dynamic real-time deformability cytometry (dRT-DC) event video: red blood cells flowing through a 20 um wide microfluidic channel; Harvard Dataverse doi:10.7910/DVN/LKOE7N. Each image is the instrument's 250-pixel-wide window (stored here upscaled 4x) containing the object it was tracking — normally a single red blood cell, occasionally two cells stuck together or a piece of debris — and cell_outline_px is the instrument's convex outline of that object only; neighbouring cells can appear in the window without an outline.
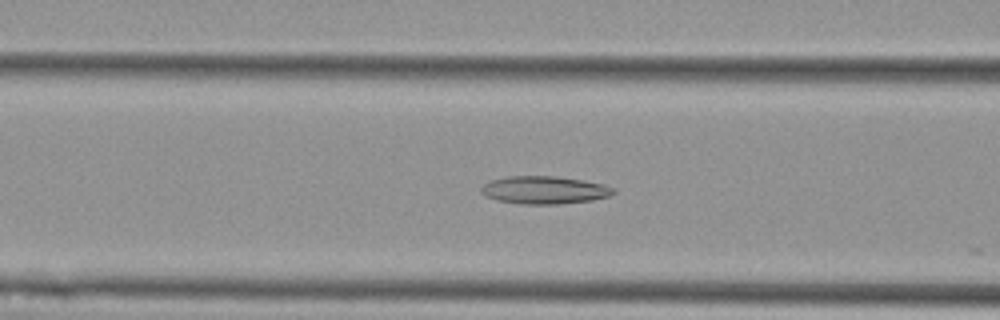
{"species": "Egyptian fruit bat (a non-hibernating species)", "species_latin": "Rousettus aegyptiacus", "temperature_condition": "cold", "stored_images_in_passage": 57, "camera_frame_rate_fps": 3000, "um_per_image_px": 0.085, "animal": {"sex": "female"}, "frame": {"image": 1, "passage_image": 23, "time_ms": 7.333, "image_size_px": [1000, 320], "cell_outline_px": [[616, 192], [608, 196], [592, 200], [560, 204], [520, 204], [496, 200], [484, 196], [480, 192], [480, 188], [484, 184], [492, 180], [504, 176], [556, 176], [584, 180], [604, 184], [612, 188]], "centroid_in_image_um": [46.23, 16.15], "position_along_channel_um": 120.4, "area_um2": 21.56}}
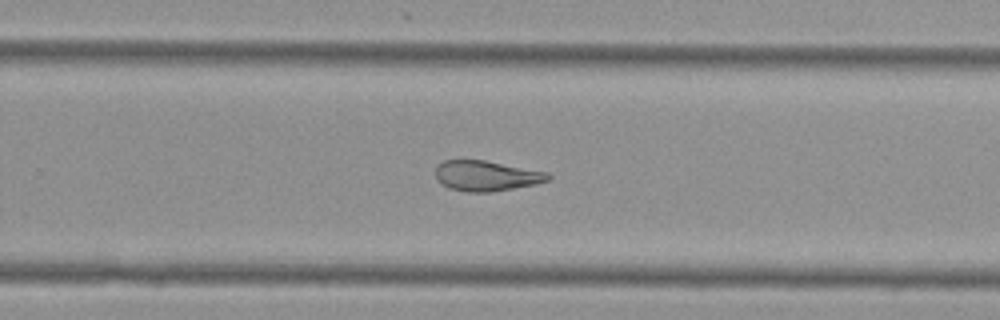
{"frame": {"image": 2, "passage_image": 37, "time_ms": 12.0, "image_size_px": [1000, 320], "cell_outline_px": [[552, 176], [548, 180], [536, 184], [488, 192], [468, 192], [448, 188], [440, 184], [436, 180], [436, 164], [444, 160], [484, 160], [548, 172]], "centroid_in_image_um": [41.3, 14.94], "position_along_channel_um": 288.5, "area_um2": 19.94}}
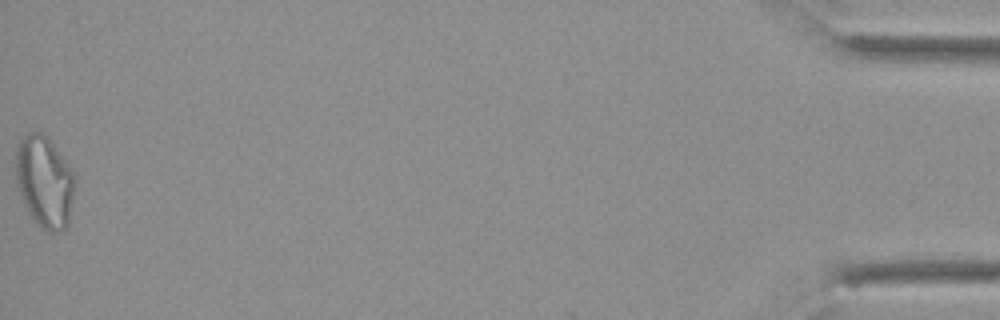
{"frame": {"image": 3, "passage_image": 57, "time_ms": 18.667, "image_size_px": [1000, 320], "cell_outline_px": [[76, 180], [68, 224], [60, 232], [48, 232], [40, 228], [32, 216], [20, 192], [16, 180], [16, 144], [28, 132], [40, 132], [52, 144], [76, 172]], "centroid_in_image_um": [3.82, 15.44], "position_along_channel_um": 431.4, "area_um2": 31.39}, "authors_computed_cell_mechanics": {"area_um2": 23.8136, "velocity_mm_per_s": 3.6177, "shape_relaxation_time_tau1_ms": null, "shape_relaxation_time_tau2_ms": 2.3612, "deformation_change_tau1": null, "deformation_change_tau2": 0.1063}}